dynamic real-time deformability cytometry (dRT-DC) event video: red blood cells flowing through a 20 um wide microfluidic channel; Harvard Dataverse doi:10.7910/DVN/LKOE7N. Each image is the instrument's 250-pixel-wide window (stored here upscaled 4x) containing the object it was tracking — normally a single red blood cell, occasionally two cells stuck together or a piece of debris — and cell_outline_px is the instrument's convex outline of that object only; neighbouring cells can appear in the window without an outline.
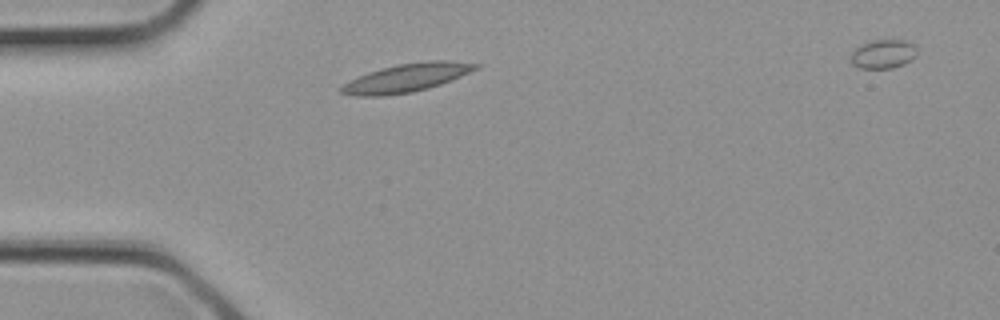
{"species": "common noctule bat (a hibernating species)", "species_latin": "Nyctalus noctula", "temperature_condition": "cold", "stored_images_in_passage": 2, "segment_of_instrument_passage": [1, 2], "camera_frame_rate_fps": 3000, "um_per_image_px": 0.085, "animal": {"sex": "female", "body_mass_g": 21.9}, "frame": {"image": 1, "passage_image": 1, "time_ms": 0.0, "image_size_px": [1000, 320], "cell_outline_px": [[480, 64], [476, 68], [460, 76], [440, 84], [428, 88], [412, 92], [384, 96], [352, 96], [340, 92], [340, 88], [348, 80], [368, 72], [380, 68], [396, 64], [428, 60], [452, 60]], "centroid_in_image_um": [34.5, 6.61], "position_along_channel_um": 50.5, "area_um2": 22.2}}